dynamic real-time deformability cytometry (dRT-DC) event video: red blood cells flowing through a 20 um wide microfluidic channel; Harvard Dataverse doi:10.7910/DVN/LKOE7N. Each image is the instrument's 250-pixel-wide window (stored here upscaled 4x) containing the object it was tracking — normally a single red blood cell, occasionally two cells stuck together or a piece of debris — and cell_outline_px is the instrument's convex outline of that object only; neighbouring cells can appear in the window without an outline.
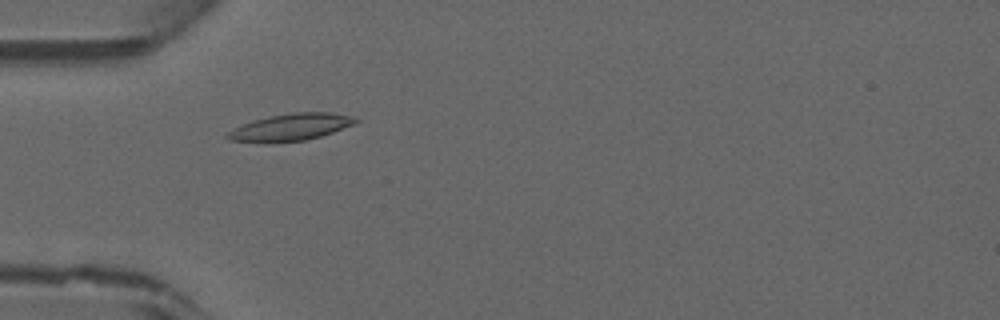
{"species": "common noctule bat (a hibernating species)", "species_latin": "Nyctalus noctula", "temperature_condition": "warm", "stored_images_in_passage": 33, "camera_frame_rate_fps": 3000, "um_per_image_px": 0.085, "animal": {"sex": "male", "forearm_length_mm": 52.5}, "frame": {"image": 1, "passage_image": 1, "time_ms": 0.0, "image_size_px": [1000, 320], "cell_outline_px": [[360, 120], [356, 124], [320, 136], [304, 140], [268, 144], [228, 140], [224, 136], [228, 132], [252, 120], [268, 116], [292, 112], [332, 112], [356, 116]], "centroid_in_image_um": [24.73, 10.81], "position_along_channel_um": 60.3, "area_um2": 20.58}}
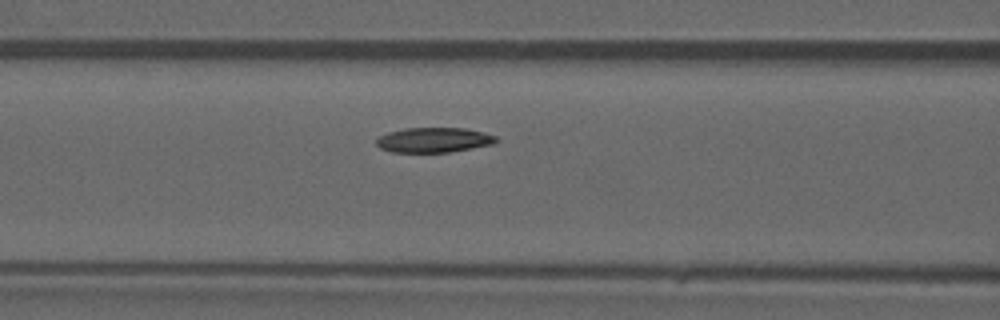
{"frame": {"image": 2, "passage_image": 6, "time_ms": 1.667, "image_size_px": [1000, 320], "cell_outline_px": [[500, 140], [492, 144], [472, 148], [448, 152], [392, 152], [380, 148], [376, 144], [376, 140], [380, 136], [388, 132], [404, 128], [464, 128], [484, 132], [496, 136]], "centroid_in_image_um": [36.88, 11.89], "position_along_channel_um": 129.7, "area_um2": 17.4}}